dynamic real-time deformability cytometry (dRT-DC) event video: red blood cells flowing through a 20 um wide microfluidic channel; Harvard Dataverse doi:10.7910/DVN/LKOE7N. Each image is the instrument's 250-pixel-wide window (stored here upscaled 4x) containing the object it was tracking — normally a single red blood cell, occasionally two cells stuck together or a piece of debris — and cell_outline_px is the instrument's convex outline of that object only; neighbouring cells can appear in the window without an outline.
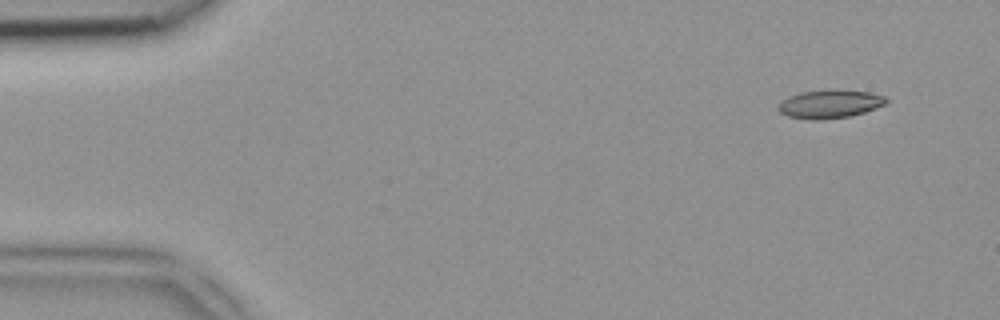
{"species": "common noctule bat (a hibernating species)", "species_latin": "Nyctalus noctula", "temperature_condition": "room temperature", "stored_images_in_passage": 45, "camera_frame_rate_fps": 3000, "um_per_image_px": 0.085, "animal": {"sex": "female", "body_mass_g": 18.4}, "frame": {"image": 1, "passage_image": 1, "time_ms": 0.0, "image_size_px": [1000, 320], "cell_outline_px": [[888, 100], [884, 104], [876, 108], [852, 116], [820, 120], [812, 120], [788, 116], [780, 112], [776, 108], [780, 100], [788, 96], [800, 92], [872, 92], [884, 96]], "centroid_in_image_um": [70.48, 8.88], "position_along_channel_um": 14.5, "area_um2": 17.28}}
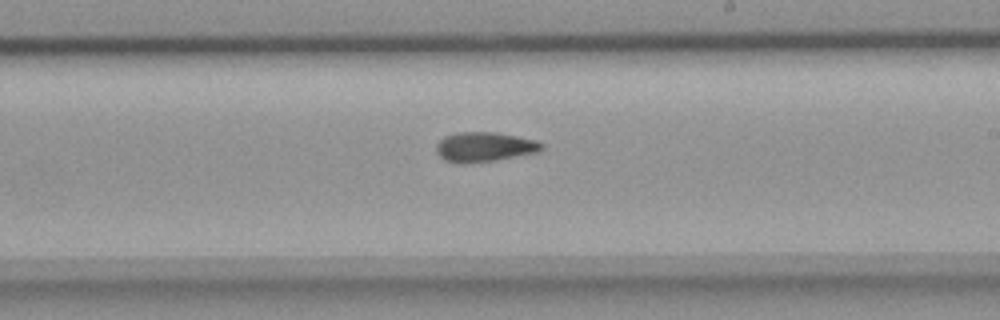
{"frame": {"image": 2, "passage_image": 25, "time_ms": 8.0, "image_size_px": [1000, 320], "cell_outline_px": [[544, 148], [540, 152], [496, 160], [464, 164], [456, 164], [444, 160], [436, 152], [436, 144], [444, 136], [460, 132], [496, 132], [536, 140], [544, 144]], "centroid_in_image_um": [41.18, 12.5], "position_along_channel_um": 247.8, "area_um2": 18.5}}
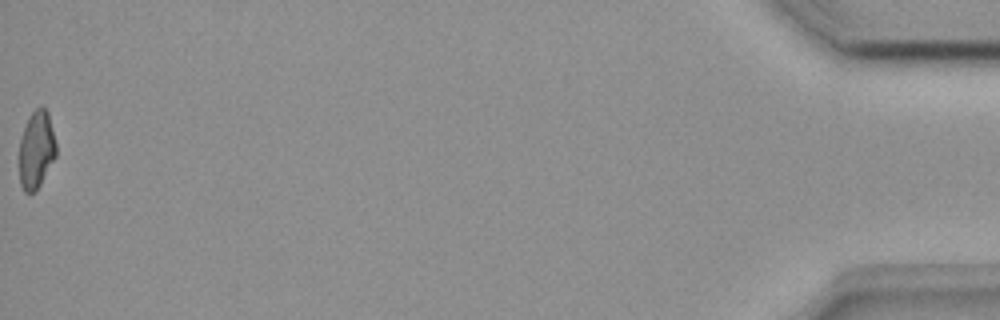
{"frame": {"image": 3, "passage_image": 45, "time_ms": 14.667, "image_size_px": [1000, 320], "cell_outline_px": [[56, 156], [36, 192], [24, 192], [20, 184], [20, 140], [24, 128], [32, 112], [40, 104], [48, 112], [56, 144]], "centroid_in_image_um": [3.1, 12.74], "position_along_channel_um": 432.1, "area_um2": 16.53}}